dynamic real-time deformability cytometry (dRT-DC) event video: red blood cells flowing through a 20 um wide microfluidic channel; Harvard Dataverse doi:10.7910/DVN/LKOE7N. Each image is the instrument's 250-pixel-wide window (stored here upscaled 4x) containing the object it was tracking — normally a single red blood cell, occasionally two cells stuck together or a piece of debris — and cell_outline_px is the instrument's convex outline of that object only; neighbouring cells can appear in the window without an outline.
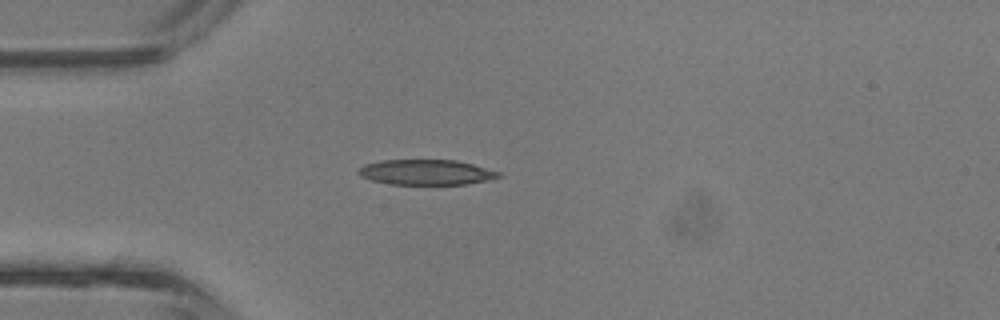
{"species": "common noctule bat (a hibernating species)", "species_latin": "Nyctalus noctula", "temperature_condition": "room temperature", "stored_images_in_passage": 1, "camera_frame_rate_fps": 3000, "um_per_image_px": 0.085, "animal": {"sex": "male", "body_mass_g": 13.3}, "frame": {"image": 1, "passage_image": 1, "time_ms": 0.0, "image_size_px": [1000, 320], "cell_outline_px": [[504, 176], [488, 180], [464, 184], [392, 184], [372, 180], [360, 176], [356, 172], [364, 164], [380, 160], [456, 160], [472, 164], [500, 172]], "centroid_in_image_um": [36.22, 14.63], "position_along_channel_um": 48.8, "area_um2": 20.58}}